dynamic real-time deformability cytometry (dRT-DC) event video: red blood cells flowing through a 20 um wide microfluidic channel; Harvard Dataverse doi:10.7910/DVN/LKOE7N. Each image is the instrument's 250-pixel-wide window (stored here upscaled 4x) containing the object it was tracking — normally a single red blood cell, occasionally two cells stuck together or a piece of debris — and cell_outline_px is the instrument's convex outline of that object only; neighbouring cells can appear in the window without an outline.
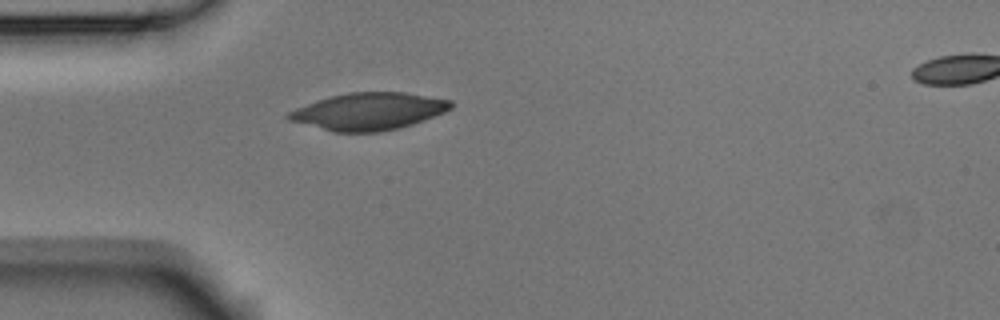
{"species": "Egyptian fruit bat (a non-hibernating species)", "species_latin": "Rousettus aegyptiacus", "temperature_condition": "room temperature", "stored_images_in_passage": 2, "segment_of_instrument_passage": [1, 2], "camera_frame_rate_fps": 3000, "um_per_image_px": 0.085, "animal": {"sex": "male"}, "frame": {"image": 1, "passage_image": 1, "time_ms": 0.0, "image_size_px": [1000, 320], "cell_outline_px": [[452, 108], [444, 112], [412, 124], [380, 132], [332, 132], [288, 120], [284, 116], [288, 112], [296, 108], [328, 96], [348, 92], [404, 92], [452, 100]], "centroid_in_image_um": [31.3, 9.46], "position_along_channel_um": 53.7, "area_um2": 35.14}}